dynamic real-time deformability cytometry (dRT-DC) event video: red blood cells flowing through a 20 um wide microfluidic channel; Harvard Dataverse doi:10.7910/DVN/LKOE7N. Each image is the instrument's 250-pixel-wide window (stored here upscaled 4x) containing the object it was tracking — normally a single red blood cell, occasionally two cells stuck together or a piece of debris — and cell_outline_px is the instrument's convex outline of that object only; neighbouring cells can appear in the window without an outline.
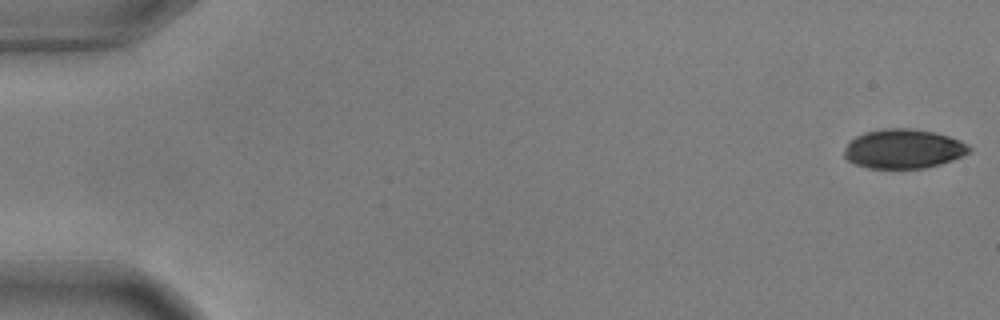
{"species": "common noctule bat (a hibernating species)", "species_latin": "Nyctalus noctula", "temperature_condition": "warm", "stored_images_in_passage": 56, "camera_frame_rate_fps": 3000, "um_per_image_px": 0.085, "animal": {"sex": "male", "body_mass_g": 17.9, "forearm_length_mm": 54.2}, "frame": {"image": 1, "passage_image": 1, "time_ms": 0.0, "image_size_px": [1000, 320], "cell_outline_px": [[972, 152], [952, 160], [940, 164], [924, 168], [868, 168], [856, 164], [848, 160], [844, 156], [844, 148], [856, 136], [864, 132], [884, 128], [908, 128], [932, 132], [948, 136], [960, 140], [968, 144], [972, 148]], "centroid_in_image_um": [76.81, 12.65], "position_along_channel_um": 8.2, "area_um2": 28.61}}
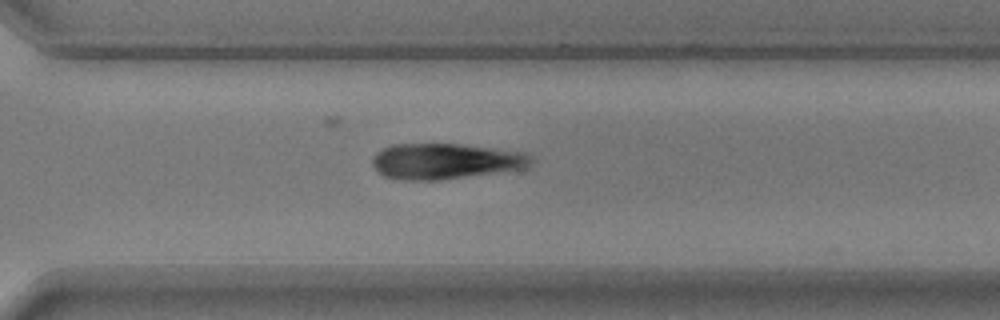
{"frame": {"image": 2, "passage_image": 40, "time_ms": 13.0, "image_size_px": [1000, 320], "cell_outline_px": [[532, 164], [528, 168], [436, 180], [416, 180], [384, 176], [376, 172], [372, 164], [372, 156], [376, 152], [392, 144], [460, 144], [524, 152], [532, 156]], "centroid_in_image_um": [37.86, 13.69], "position_along_channel_um": 332.7, "area_um2": 32.89}}
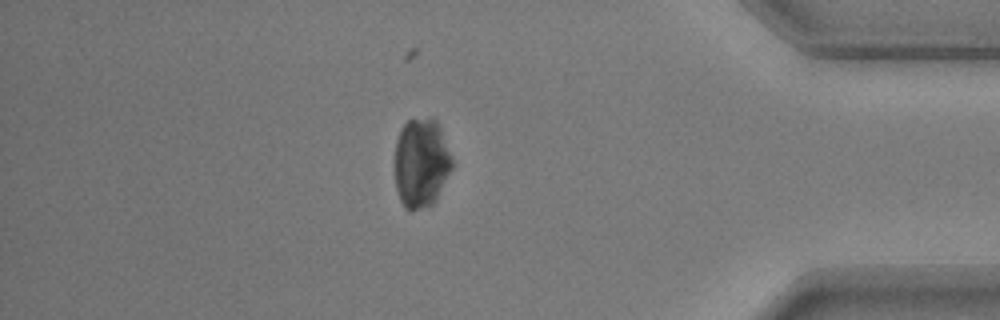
{"frame": {"image": 3, "passage_image": 48, "time_ms": 15.667, "image_size_px": [1000, 320], "cell_outline_px": [[452, 168], [436, 200], [428, 208], [408, 212], [404, 208], [400, 200], [396, 188], [396, 140], [400, 128], [408, 120], [432, 116], [436, 120], [440, 128], [452, 160]], "centroid_in_image_um": [35.79, 13.87], "position_along_channel_um": 399.4, "area_um2": 30.0}}